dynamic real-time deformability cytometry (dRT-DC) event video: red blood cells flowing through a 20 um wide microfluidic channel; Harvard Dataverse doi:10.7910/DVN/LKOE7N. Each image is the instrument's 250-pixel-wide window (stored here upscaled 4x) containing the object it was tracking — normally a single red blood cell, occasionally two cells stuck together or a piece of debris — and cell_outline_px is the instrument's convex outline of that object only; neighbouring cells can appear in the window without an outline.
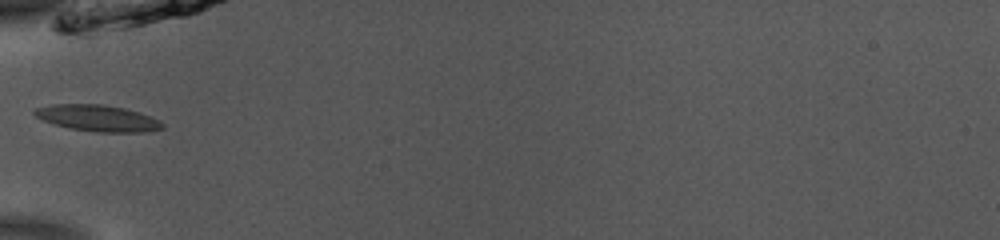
{"species": "common noctule bat (a hibernating species)", "species_latin": "Nyctalus noctula", "temperature_condition": "room temperature", "stored_images_in_passage": 31, "camera_frame_rate_fps": 3000, "um_per_image_px": 0.085, "animal": {"sex": "male", "body_mass_g": 13.0, "forearm_length_mm": 53.1}, "frame": {"image": 1, "passage_image": 1, "time_ms": 0.0, "image_size_px": [1000, 240], "cell_outline_px": [[164, 128], [144, 132], [100, 132], [72, 128], [52, 124], [36, 116], [32, 112], [36, 108], [52, 104], [100, 104], [124, 108], [160, 120], [164, 124]], "centroid_in_image_um": [8.3, 10.04], "position_along_channel_um": 76.7, "area_um2": 19.36}}
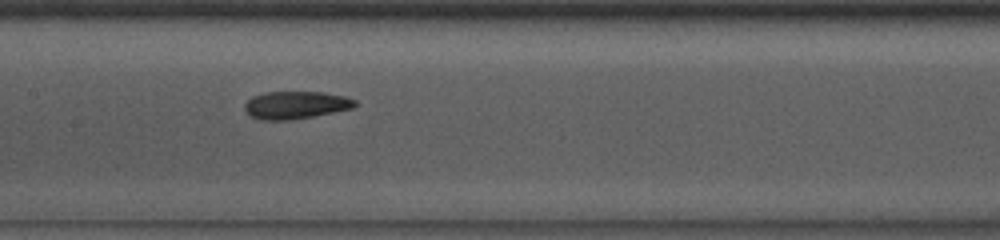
{"frame": {"image": 2, "passage_image": 9, "time_ms": 2.667, "image_size_px": [1000, 240], "cell_outline_px": [[356, 104], [352, 108], [312, 116], [288, 120], [260, 120], [252, 116], [244, 108], [244, 104], [252, 96], [268, 92], [324, 92], [344, 96], [356, 100]], "centroid_in_image_um": [25.12, 8.92], "position_along_channel_um": 182.3, "area_um2": 17.51}}
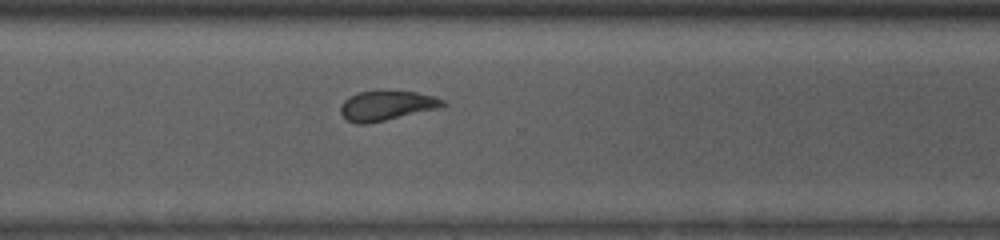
{"frame": {"image": 3, "passage_image": 21, "time_ms": 6.667, "image_size_px": [1000, 240], "cell_outline_px": [[448, 104], [436, 108], [368, 124], [356, 124], [348, 120], [340, 112], [340, 108], [344, 100], [360, 92], [380, 88], [384, 88], [416, 92], [436, 96], [444, 100]], "centroid_in_image_um": [32.87, 8.93], "position_along_channel_um": 337.7, "area_um2": 18.03}, "authors_computed_cell_mechanics": {"area_um2": 17.918, "velocity_mm_per_s": 3.9022, "shape_relaxation_time_tau1_ms": 9.9329, "shape_relaxation_time_tau2_ms": 1.6179, "deformation_change_tau1": 0.2007, "deformation_change_tau2": 0.0859}}